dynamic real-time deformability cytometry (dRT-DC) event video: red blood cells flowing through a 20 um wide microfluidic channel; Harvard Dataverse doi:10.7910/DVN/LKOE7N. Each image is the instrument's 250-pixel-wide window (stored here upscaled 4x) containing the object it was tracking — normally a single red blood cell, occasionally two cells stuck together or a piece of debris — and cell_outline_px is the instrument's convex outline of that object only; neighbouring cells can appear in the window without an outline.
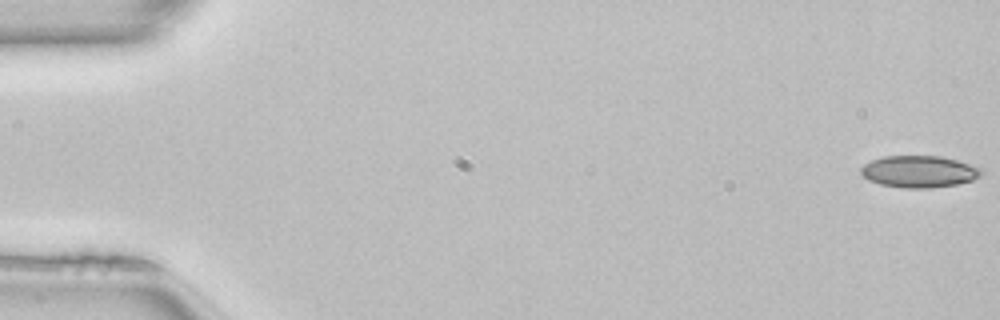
{"species": "common noctule bat (a hibernating species)", "species_latin": "Nyctalus noctula", "temperature_condition": "room temperature", "stored_images_in_passage": 51, "camera_frame_rate_fps": 3000, "um_per_image_px": 0.085, "animal": {"sex": "female", "body_mass_g": 22.7, "forearm_length_mm": 54.2}, "frame": {"image": 1, "passage_image": 1, "time_ms": 0.0, "image_size_px": [1000, 320], "cell_outline_px": [[984, 172], [980, 176], [972, 180], [956, 184], [928, 188], [904, 188], [880, 184], [868, 180], [860, 172], [860, 168], [864, 164], [872, 160], [884, 156], [940, 156], [956, 160], [980, 168]], "centroid_in_image_um": [78.1, 14.58], "position_along_channel_um": 6.9, "area_um2": 22.2}}
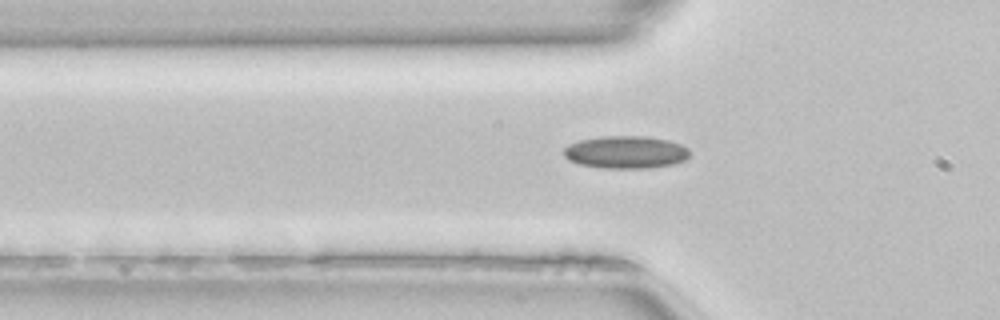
{"frame": {"image": 2, "passage_image": 17, "time_ms": 5.333, "image_size_px": [1000, 320], "cell_outline_px": [[688, 156], [684, 160], [672, 164], [648, 168], [604, 168], [580, 164], [568, 160], [564, 156], [564, 148], [568, 144], [580, 140], [600, 136], [644, 136], [668, 140], [680, 144], [688, 148]], "centroid_in_image_um": [53.16, 12.93], "position_along_channel_um": 72.6, "area_um2": 23.81}}
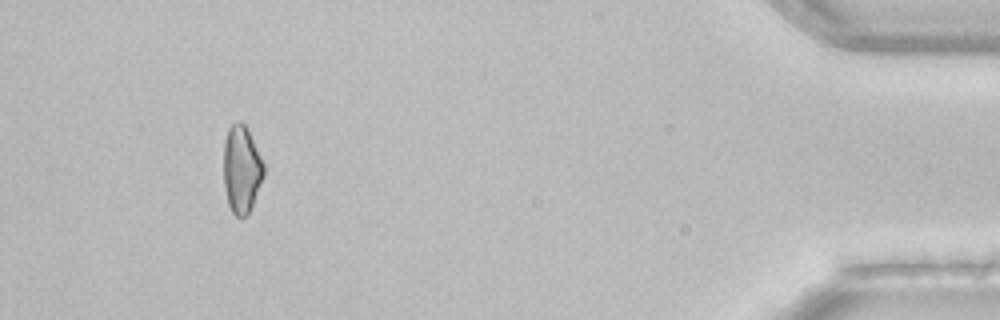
{"frame": {"image": 3, "passage_image": 47, "time_ms": 15.333, "image_size_px": [1000, 320], "cell_outline_px": [[264, 176], [252, 204], [248, 212], [244, 216], [236, 216], [232, 212], [228, 204], [224, 188], [224, 140], [228, 128], [232, 124], [240, 120], [248, 128], [264, 164]], "centroid_in_image_um": [20.52, 14.35], "position_along_channel_um": 414.7, "area_um2": 20.4}}